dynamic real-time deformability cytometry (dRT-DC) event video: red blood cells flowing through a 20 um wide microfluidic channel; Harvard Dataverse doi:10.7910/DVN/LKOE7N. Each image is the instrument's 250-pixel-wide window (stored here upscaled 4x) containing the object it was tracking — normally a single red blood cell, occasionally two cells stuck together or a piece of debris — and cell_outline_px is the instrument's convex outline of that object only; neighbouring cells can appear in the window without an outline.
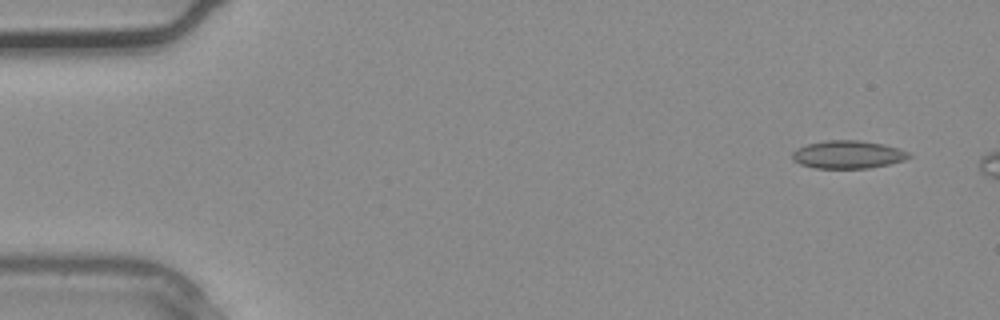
{"species": "common noctule bat (a hibernating species)", "species_latin": "Nyctalus noctula", "temperature_condition": "warm", "stored_images_in_passage": 4, "camera_frame_rate_fps": 3000, "um_per_image_px": 0.085, "animal": {"sex": "male", "body_mass_g": 20.4}, "frame": {"image": 1, "passage_image": 4, "time_ms": 1.0, "image_size_px": [1000, 320], "cell_outline_px": [[912, 156], [904, 160], [888, 164], [868, 168], [816, 168], [800, 164], [792, 160], [792, 152], [796, 148], [808, 144], [824, 140], [860, 140], [884, 144], [908, 152]], "centroid_in_image_um": [72.04, 13.13], "position_along_channel_um": 13.0, "area_um2": 18.96}}